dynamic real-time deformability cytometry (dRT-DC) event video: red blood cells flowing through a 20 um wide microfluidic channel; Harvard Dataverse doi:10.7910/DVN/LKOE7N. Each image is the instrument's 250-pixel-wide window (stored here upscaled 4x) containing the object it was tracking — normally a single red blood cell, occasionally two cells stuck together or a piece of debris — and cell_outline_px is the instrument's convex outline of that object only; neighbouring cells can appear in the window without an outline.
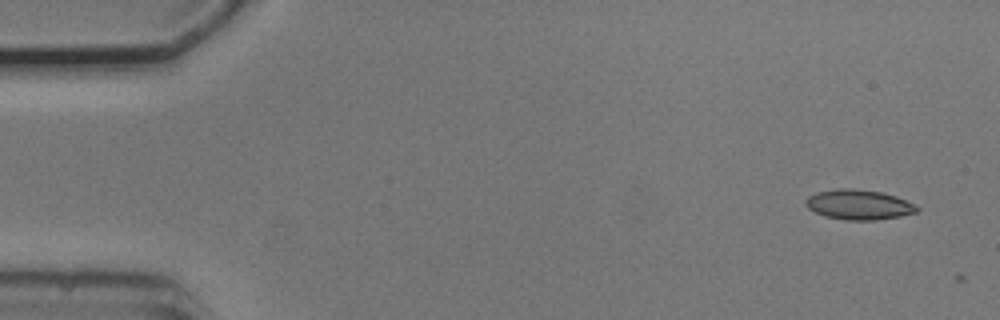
{"species": "common noctule bat (a hibernating species)", "species_latin": "Nyctalus noctula", "temperature_condition": "cold", "stored_images_in_passage": 3, "camera_frame_rate_fps": 3000, "um_per_image_px": 0.085, "animal": {"sex": "male", "body_mass_g": 20.5, "forearm_length_mm": 52.5}, "frame": {"image": 1, "passage_image": 1, "time_ms": 0.0, "image_size_px": [1000, 320], "cell_outline_px": [[920, 208], [916, 212], [900, 216], [876, 220], [844, 220], [824, 216], [808, 208], [804, 204], [804, 200], [808, 196], [816, 192], [836, 188], [852, 188], [880, 192], [896, 196], [916, 204]], "centroid_in_image_um": [72.97, 17.39], "position_along_channel_um": 12.0, "area_um2": 19.59}}